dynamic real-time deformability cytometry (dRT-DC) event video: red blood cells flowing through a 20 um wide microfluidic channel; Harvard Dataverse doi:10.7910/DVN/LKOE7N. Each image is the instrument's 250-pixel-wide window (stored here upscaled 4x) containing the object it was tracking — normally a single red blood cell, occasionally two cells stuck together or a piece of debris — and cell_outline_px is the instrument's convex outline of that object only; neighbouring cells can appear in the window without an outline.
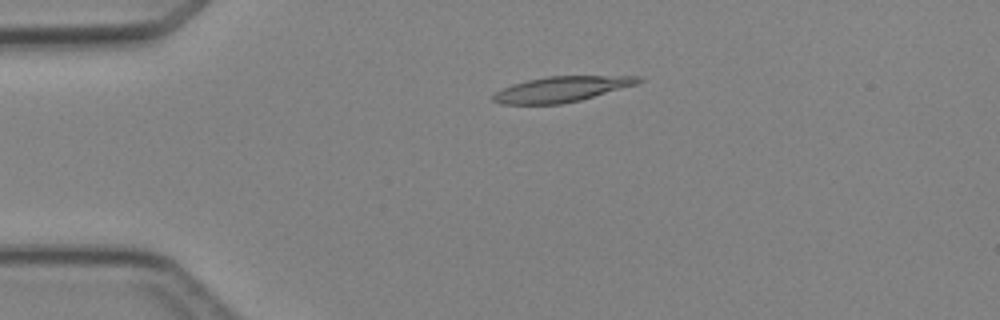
{"species": "Egyptian fruit bat (a non-hibernating species)", "species_latin": "Rousettus aegyptiacus", "temperature_condition": "cold", "stored_images_in_passage": 1, "camera_frame_rate_fps": 3000, "um_per_image_px": 0.085, "animal": {"sex": "female"}, "frame": {"image": 1, "passage_image": 1, "time_ms": 0.0, "image_size_px": [1000, 320], "cell_outline_px": [[644, 80], [640, 84], [580, 100], [560, 104], [500, 104], [492, 100], [492, 96], [496, 92], [512, 84], [528, 80], [548, 76], [640, 76]], "centroid_in_image_um": [47.79, 7.58], "position_along_channel_um": 37.2, "area_um2": 21.56}}